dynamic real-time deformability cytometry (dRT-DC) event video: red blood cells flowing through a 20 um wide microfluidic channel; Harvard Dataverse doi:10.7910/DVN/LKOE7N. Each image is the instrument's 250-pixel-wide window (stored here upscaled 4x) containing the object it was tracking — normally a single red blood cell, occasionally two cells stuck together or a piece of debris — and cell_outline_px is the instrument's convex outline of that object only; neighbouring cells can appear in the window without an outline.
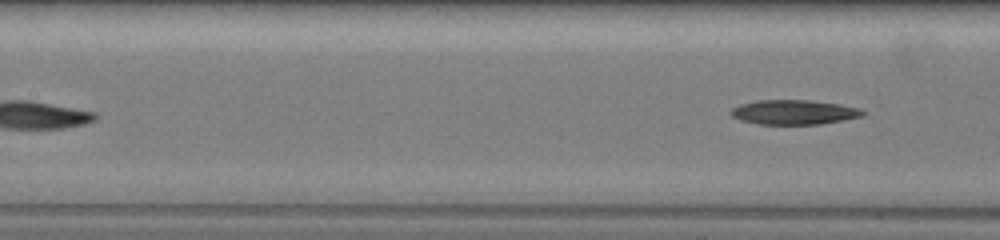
{"species": "common noctule bat (a hibernating species)", "species_latin": "Nyctalus noctula", "temperature_condition": "warm", "stored_images_in_passage": 6, "segment_of_instrument_passage": [2, 2], "camera_frame_rate_fps": 3000, "um_per_image_px": 0.085, "animal": {"sex": "female", "body_mass_g": 19.5, "forearm_length_mm": 54.1}, "frame": {"image": 1, "passage_image": 6, "time_ms": 4.0, "image_size_px": [1000, 240], "cell_outline_px": [[864, 116], [820, 124], [756, 124], [740, 120], [732, 116], [728, 112], [732, 108], [740, 104], [756, 100], [808, 100], [840, 104], [856, 108], [864, 112]], "centroid_in_image_um": [67.42, 9.53], "position_along_channel_um": 140.0, "area_um2": 18.84}}